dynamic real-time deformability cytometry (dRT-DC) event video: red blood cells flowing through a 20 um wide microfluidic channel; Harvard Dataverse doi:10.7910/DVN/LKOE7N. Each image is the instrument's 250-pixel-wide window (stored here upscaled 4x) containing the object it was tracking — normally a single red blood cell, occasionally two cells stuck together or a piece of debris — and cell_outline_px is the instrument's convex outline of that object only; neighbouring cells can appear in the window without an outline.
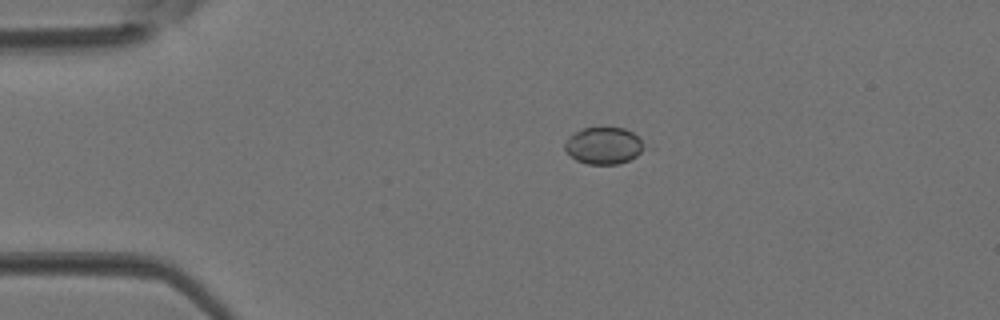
{"species": "Egyptian fruit bat (a non-hibernating species)", "species_latin": "Rousettus aegyptiacus", "temperature_condition": "room temperature", "stored_images_in_passage": 21, "camera_frame_rate_fps": 3000, "um_per_image_px": 0.085, "animal": {"sex": "female"}, "frame": {"image": 1, "passage_image": 1, "time_ms": 0.0, "image_size_px": [1000, 320], "cell_outline_px": [[648, 148], [636, 156], [628, 160], [616, 164], [588, 164], [576, 160], [564, 148], [564, 144], [568, 136], [584, 128], [624, 128], [632, 132]], "centroid_in_image_um": [51.32, 12.38], "position_along_channel_um": 33.7, "area_um2": 16.94}}